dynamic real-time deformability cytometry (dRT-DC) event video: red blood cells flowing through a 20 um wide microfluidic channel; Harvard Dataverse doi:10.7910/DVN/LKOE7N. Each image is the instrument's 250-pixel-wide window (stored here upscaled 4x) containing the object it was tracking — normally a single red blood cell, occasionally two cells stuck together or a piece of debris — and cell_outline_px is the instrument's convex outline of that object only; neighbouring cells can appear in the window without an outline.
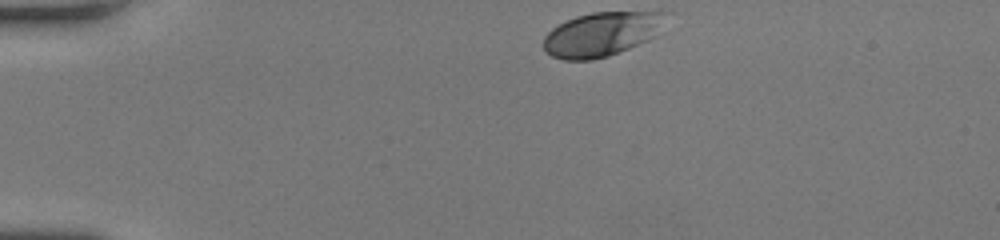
{"species": "human", "species_latin": "Homo sapiens", "temperature_condition": "room temperature", "stored_images_in_passage": 33, "camera_frame_rate_fps": 3000, "um_per_image_px": 0.085, "donor": {"sex": "female"}, "frame": {"image": 1, "passage_image": 1, "time_ms": 0.0, "image_size_px": [1000, 240], "cell_outline_px": [[664, 12], [648, 40], [608, 56], [592, 60], [564, 60], [552, 56], [544, 52], [544, 36], [552, 28], [576, 16], [592, 12]], "centroid_in_image_um": [50.96, 2.93], "position_along_channel_um": 34.0, "area_um2": 30.35}}
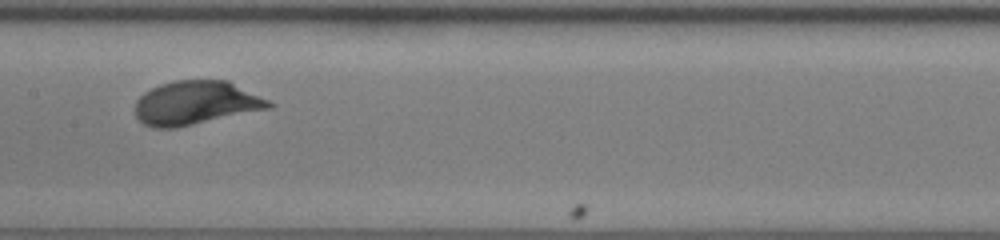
{"frame": {"image": 2, "passage_image": 17, "time_ms": 5.333, "image_size_px": [1000, 240], "cell_outline_px": [[276, 104], [272, 108], [176, 128], [152, 128], [144, 124], [136, 116], [136, 100], [144, 92], [160, 84], [176, 80], [228, 80]], "centroid_in_image_um": [16.65, 8.75], "position_along_channel_um": 190.7, "area_um2": 34.16}}
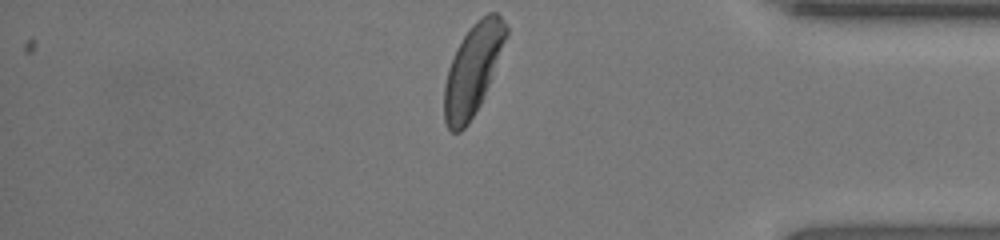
{"frame": {"image": 3, "passage_image": 33, "time_ms": 10.667, "image_size_px": [1000, 240], "cell_outline_px": [[508, 32], [484, 96], [480, 104], [468, 124], [460, 132], [452, 132], [448, 128], [444, 120], [444, 84], [448, 68], [456, 48], [472, 24], [476, 20], [488, 12], [496, 12], [504, 20], [508, 28]], "centroid_in_image_um": [40.17, 5.91], "position_along_channel_um": 395.0, "area_um2": 32.19}, "authors_computed_cell_mechanics": {"area_um2": 32.7148, "velocity_mm_per_s": 4.2211, "shape_relaxation_time_tau1_ms": 2.2188, "shape_relaxation_time_tau2_ms": null, "deformation_change_tau1": 0.1378, "deformation_change_tau2": null}}